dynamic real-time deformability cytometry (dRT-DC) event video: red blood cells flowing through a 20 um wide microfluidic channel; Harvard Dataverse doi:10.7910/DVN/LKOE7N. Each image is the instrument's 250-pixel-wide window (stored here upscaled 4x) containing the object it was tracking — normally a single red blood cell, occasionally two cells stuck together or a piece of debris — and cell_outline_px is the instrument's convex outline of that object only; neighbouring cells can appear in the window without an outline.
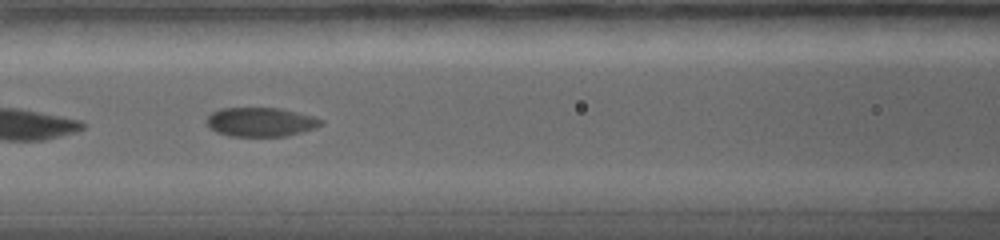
{"species": "common noctule bat (a hibernating species)", "species_latin": "Nyctalus noctula", "temperature_condition": "warm", "stored_images_in_passage": 6, "camera_frame_rate_fps": 5000, "um_per_image_px": 0.085, "animal": {"sex": "female", "body_mass_g": 19.0, "forearm_length_mm": 56.7}, "frame": {"image": 1, "passage_image": 4, "time_ms": 2.8, "image_size_px": [1000, 240], "cell_outline_px": [[324, 124], [316, 128], [288, 136], [228, 136], [216, 132], [208, 128], [204, 120], [212, 112], [220, 108], [280, 108], [312, 116], [324, 120]], "centroid_in_image_um": [22.13, 10.38], "position_along_channel_um": 144.5, "area_um2": 19.65}}